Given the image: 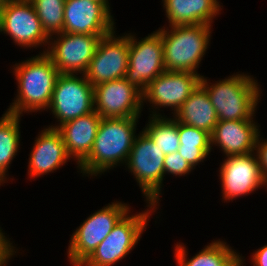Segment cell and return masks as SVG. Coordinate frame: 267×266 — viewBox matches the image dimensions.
I'll return each mask as SVG.
<instances>
[{
  "mask_svg": "<svg viewBox=\"0 0 267 266\" xmlns=\"http://www.w3.org/2000/svg\"><path fill=\"white\" fill-rule=\"evenodd\" d=\"M191 171H193V168L178 152L165 155L164 176L170 173L173 176L180 177L189 174Z\"/></svg>",
  "mask_w": 267,
  "mask_h": 266,
  "instance_id": "27",
  "label": "cell"
},
{
  "mask_svg": "<svg viewBox=\"0 0 267 266\" xmlns=\"http://www.w3.org/2000/svg\"><path fill=\"white\" fill-rule=\"evenodd\" d=\"M101 122V116L93 111L60 125L66 151L77 162V167L87 158L92 150L94 140Z\"/></svg>",
  "mask_w": 267,
  "mask_h": 266,
  "instance_id": "19",
  "label": "cell"
},
{
  "mask_svg": "<svg viewBox=\"0 0 267 266\" xmlns=\"http://www.w3.org/2000/svg\"><path fill=\"white\" fill-rule=\"evenodd\" d=\"M94 1H97V2H100V3H103L109 10H110V3L108 0H94Z\"/></svg>",
  "mask_w": 267,
  "mask_h": 266,
  "instance_id": "32",
  "label": "cell"
},
{
  "mask_svg": "<svg viewBox=\"0 0 267 266\" xmlns=\"http://www.w3.org/2000/svg\"><path fill=\"white\" fill-rule=\"evenodd\" d=\"M138 119L139 117L101 118L92 150L78 166L83 176H99L120 164L126 165L137 136Z\"/></svg>",
  "mask_w": 267,
  "mask_h": 266,
  "instance_id": "1",
  "label": "cell"
},
{
  "mask_svg": "<svg viewBox=\"0 0 267 266\" xmlns=\"http://www.w3.org/2000/svg\"><path fill=\"white\" fill-rule=\"evenodd\" d=\"M13 70L18 84L17 96L6 112L23 116L25 112H42L45 109L47 111L60 75L51 59L40 52L34 57L16 63Z\"/></svg>",
  "mask_w": 267,
  "mask_h": 266,
  "instance_id": "2",
  "label": "cell"
},
{
  "mask_svg": "<svg viewBox=\"0 0 267 266\" xmlns=\"http://www.w3.org/2000/svg\"><path fill=\"white\" fill-rule=\"evenodd\" d=\"M201 77L202 75L198 73L165 70L148 83L146 90L142 93V105L144 102L150 103L153 107L149 108L153 109L151 116H161L157 111L161 107H170L174 111L172 114H175L199 86Z\"/></svg>",
  "mask_w": 267,
  "mask_h": 266,
  "instance_id": "12",
  "label": "cell"
},
{
  "mask_svg": "<svg viewBox=\"0 0 267 266\" xmlns=\"http://www.w3.org/2000/svg\"><path fill=\"white\" fill-rule=\"evenodd\" d=\"M103 36L106 35L62 32L50 37L48 49L45 48L42 53L51 59L60 74L82 75L86 72Z\"/></svg>",
  "mask_w": 267,
  "mask_h": 266,
  "instance_id": "9",
  "label": "cell"
},
{
  "mask_svg": "<svg viewBox=\"0 0 267 266\" xmlns=\"http://www.w3.org/2000/svg\"><path fill=\"white\" fill-rule=\"evenodd\" d=\"M180 145L178 153L195 169L211 152V134L178 122Z\"/></svg>",
  "mask_w": 267,
  "mask_h": 266,
  "instance_id": "23",
  "label": "cell"
},
{
  "mask_svg": "<svg viewBox=\"0 0 267 266\" xmlns=\"http://www.w3.org/2000/svg\"><path fill=\"white\" fill-rule=\"evenodd\" d=\"M143 130L165 155L178 151L180 140L178 121L175 118H167L164 115L149 116V121Z\"/></svg>",
  "mask_w": 267,
  "mask_h": 266,
  "instance_id": "25",
  "label": "cell"
},
{
  "mask_svg": "<svg viewBox=\"0 0 267 266\" xmlns=\"http://www.w3.org/2000/svg\"><path fill=\"white\" fill-rule=\"evenodd\" d=\"M12 244L0 227V266H6L13 255L16 254L17 249Z\"/></svg>",
  "mask_w": 267,
  "mask_h": 266,
  "instance_id": "28",
  "label": "cell"
},
{
  "mask_svg": "<svg viewBox=\"0 0 267 266\" xmlns=\"http://www.w3.org/2000/svg\"><path fill=\"white\" fill-rule=\"evenodd\" d=\"M207 79L202 76L200 84L215 107L218 121L253 120L261 88L252 76L237 72L213 84Z\"/></svg>",
  "mask_w": 267,
  "mask_h": 266,
  "instance_id": "3",
  "label": "cell"
},
{
  "mask_svg": "<svg viewBox=\"0 0 267 266\" xmlns=\"http://www.w3.org/2000/svg\"><path fill=\"white\" fill-rule=\"evenodd\" d=\"M41 22L42 28L50 38L63 32L64 6L66 0H30Z\"/></svg>",
  "mask_w": 267,
  "mask_h": 266,
  "instance_id": "26",
  "label": "cell"
},
{
  "mask_svg": "<svg viewBox=\"0 0 267 266\" xmlns=\"http://www.w3.org/2000/svg\"><path fill=\"white\" fill-rule=\"evenodd\" d=\"M48 109L59 122L55 126H49L53 129L69 120L89 114L94 111V86L84 74H60Z\"/></svg>",
  "mask_w": 267,
  "mask_h": 266,
  "instance_id": "8",
  "label": "cell"
},
{
  "mask_svg": "<svg viewBox=\"0 0 267 266\" xmlns=\"http://www.w3.org/2000/svg\"><path fill=\"white\" fill-rule=\"evenodd\" d=\"M170 27V30L168 29ZM162 27L165 70L198 73L211 39V25L189 24Z\"/></svg>",
  "mask_w": 267,
  "mask_h": 266,
  "instance_id": "4",
  "label": "cell"
},
{
  "mask_svg": "<svg viewBox=\"0 0 267 266\" xmlns=\"http://www.w3.org/2000/svg\"><path fill=\"white\" fill-rule=\"evenodd\" d=\"M253 253L250 260L253 266H267V245L262 246Z\"/></svg>",
  "mask_w": 267,
  "mask_h": 266,
  "instance_id": "30",
  "label": "cell"
},
{
  "mask_svg": "<svg viewBox=\"0 0 267 266\" xmlns=\"http://www.w3.org/2000/svg\"><path fill=\"white\" fill-rule=\"evenodd\" d=\"M260 134L256 141L255 154L257 155L258 163L260 165L261 174L267 182V140L260 138Z\"/></svg>",
  "mask_w": 267,
  "mask_h": 266,
  "instance_id": "29",
  "label": "cell"
},
{
  "mask_svg": "<svg viewBox=\"0 0 267 266\" xmlns=\"http://www.w3.org/2000/svg\"><path fill=\"white\" fill-rule=\"evenodd\" d=\"M0 32L20 47L30 49L47 46L50 39L30 0H11L0 6Z\"/></svg>",
  "mask_w": 267,
  "mask_h": 266,
  "instance_id": "11",
  "label": "cell"
},
{
  "mask_svg": "<svg viewBox=\"0 0 267 266\" xmlns=\"http://www.w3.org/2000/svg\"><path fill=\"white\" fill-rule=\"evenodd\" d=\"M30 152L28 175L38 178L51 173L71 160L61 133L48 126L39 132Z\"/></svg>",
  "mask_w": 267,
  "mask_h": 266,
  "instance_id": "17",
  "label": "cell"
},
{
  "mask_svg": "<svg viewBox=\"0 0 267 266\" xmlns=\"http://www.w3.org/2000/svg\"><path fill=\"white\" fill-rule=\"evenodd\" d=\"M111 11L94 0H66L63 32L107 35L115 30Z\"/></svg>",
  "mask_w": 267,
  "mask_h": 266,
  "instance_id": "16",
  "label": "cell"
},
{
  "mask_svg": "<svg viewBox=\"0 0 267 266\" xmlns=\"http://www.w3.org/2000/svg\"><path fill=\"white\" fill-rule=\"evenodd\" d=\"M225 158L219 170L224 202L250 195L260 187H267L255 152Z\"/></svg>",
  "mask_w": 267,
  "mask_h": 266,
  "instance_id": "14",
  "label": "cell"
},
{
  "mask_svg": "<svg viewBox=\"0 0 267 266\" xmlns=\"http://www.w3.org/2000/svg\"><path fill=\"white\" fill-rule=\"evenodd\" d=\"M229 246L220 239L214 240L189 259L187 248L179 242L174 247V257L177 266H230L239 254Z\"/></svg>",
  "mask_w": 267,
  "mask_h": 266,
  "instance_id": "22",
  "label": "cell"
},
{
  "mask_svg": "<svg viewBox=\"0 0 267 266\" xmlns=\"http://www.w3.org/2000/svg\"><path fill=\"white\" fill-rule=\"evenodd\" d=\"M244 260L241 255H238V257L230 264V266H245L243 264Z\"/></svg>",
  "mask_w": 267,
  "mask_h": 266,
  "instance_id": "31",
  "label": "cell"
},
{
  "mask_svg": "<svg viewBox=\"0 0 267 266\" xmlns=\"http://www.w3.org/2000/svg\"><path fill=\"white\" fill-rule=\"evenodd\" d=\"M146 206L147 210L135 215L129 210L80 266H112L126 257L142 238L151 214L157 211L153 203Z\"/></svg>",
  "mask_w": 267,
  "mask_h": 266,
  "instance_id": "5",
  "label": "cell"
},
{
  "mask_svg": "<svg viewBox=\"0 0 267 266\" xmlns=\"http://www.w3.org/2000/svg\"><path fill=\"white\" fill-rule=\"evenodd\" d=\"M169 26L207 24L221 12L218 0H162Z\"/></svg>",
  "mask_w": 267,
  "mask_h": 266,
  "instance_id": "20",
  "label": "cell"
},
{
  "mask_svg": "<svg viewBox=\"0 0 267 266\" xmlns=\"http://www.w3.org/2000/svg\"><path fill=\"white\" fill-rule=\"evenodd\" d=\"M9 1L11 0H0V6L5 5Z\"/></svg>",
  "mask_w": 267,
  "mask_h": 266,
  "instance_id": "33",
  "label": "cell"
},
{
  "mask_svg": "<svg viewBox=\"0 0 267 266\" xmlns=\"http://www.w3.org/2000/svg\"><path fill=\"white\" fill-rule=\"evenodd\" d=\"M164 159L165 154L142 130L134 140L126 166L139 183L146 203L150 202L159 206L162 183L165 177Z\"/></svg>",
  "mask_w": 267,
  "mask_h": 266,
  "instance_id": "6",
  "label": "cell"
},
{
  "mask_svg": "<svg viewBox=\"0 0 267 266\" xmlns=\"http://www.w3.org/2000/svg\"><path fill=\"white\" fill-rule=\"evenodd\" d=\"M173 116L178 122L196 127L210 134H212L218 122L215 107L212 105L206 89L201 84L190 94Z\"/></svg>",
  "mask_w": 267,
  "mask_h": 266,
  "instance_id": "21",
  "label": "cell"
},
{
  "mask_svg": "<svg viewBox=\"0 0 267 266\" xmlns=\"http://www.w3.org/2000/svg\"><path fill=\"white\" fill-rule=\"evenodd\" d=\"M21 117L9 112L0 117V185L6 183L9 165L19 152Z\"/></svg>",
  "mask_w": 267,
  "mask_h": 266,
  "instance_id": "24",
  "label": "cell"
},
{
  "mask_svg": "<svg viewBox=\"0 0 267 266\" xmlns=\"http://www.w3.org/2000/svg\"><path fill=\"white\" fill-rule=\"evenodd\" d=\"M142 93L125 78L94 86V111L101 118L140 117Z\"/></svg>",
  "mask_w": 267,
  "mask_h": 266,
  "instance_id": "15",
  "label": "cell"
},
{
  "mask_svg": "<svg viewBox=\"0 0 267 266\" xmlns=\"http://www.w3.org/2000/svg\"><path fill=\"white\" fill-rule=\"evenodd\" d=\"M130 209L128 204L116 201L85 219L69 240L67 256L70 264L80 266Z\"/></svg>",
  "mask_w": 267,
  "mask_h": 266,
  "instance_id": "7",
  "label": "cell"
},
{
  "mask_svg": "<svg viewBox=\"0 0 267 266\" xmlns=\"http://www.w3.org/2000/svg\"><path fill=\"white\" fill-rule=\"evenodd\" d=\"M254 120L218 121L211 134V146L215 145L228 156L255 152L260 134Z\"/></svg>",
  "mask_w": 267,
  "mask_h": 266,
  "instance_id": "18",
  "label": "cell"
},
{
  "mask_svg": "<svg viewBox=\"0 0 267 266\" xmlns=\"http://www.w3.org/2000/svg\"><path fill=\"white\" fill-rule=\"evenodd\" d=\"M128 57L129 33L118 37L114 30L101 38L84 76L93 86L125 78Z\"/></svg>",
  "mask_w": 267,
  "mask_h": 266,
  "instance_id": "13",
  "label": "cell"
},
{
  "mask_svg": "<svg viewBox=\"0 0 267 266\" xmlns=\"http://www.w3.org/2000/svg\"><path fill=\"white\" fill-rule=\"evenodd\" d=\"M164 71V54L160 31H154L139 41L129 33L128 69L125 79L143 93L148 83Z\"/></svg>",
  "mask_w": 267,
  "mask_h": 266,
  "instance_id": "10",
  "label": "cell"
}]
</instances>
